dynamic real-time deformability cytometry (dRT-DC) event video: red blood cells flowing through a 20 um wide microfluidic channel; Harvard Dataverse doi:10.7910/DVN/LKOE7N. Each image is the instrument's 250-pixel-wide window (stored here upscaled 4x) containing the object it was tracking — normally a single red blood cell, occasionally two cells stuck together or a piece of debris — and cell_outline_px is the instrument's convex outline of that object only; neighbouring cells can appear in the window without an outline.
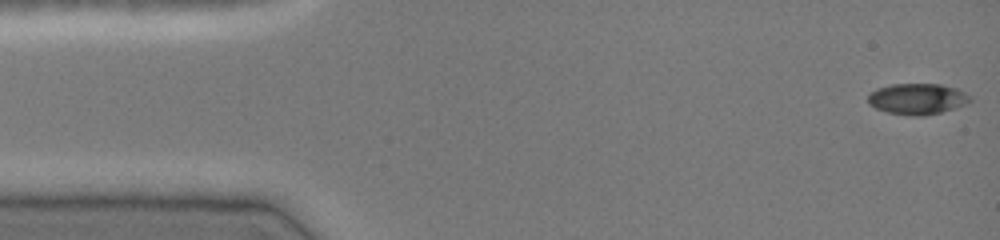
{"species": "common noctule bat (a hibernating species)", "species_latin": "Nyctalus noctula", "temperature_condition": "cold", "stored_images_in_passage": 47, "camera_frame_rate_fps": 3000, "um_per_image_px": 0.085, "animal": {"sex": "female", "body_mass_g": 19.0, "forearm_length_mm": 51.5}, "frame": {"image": 1, "passage_image": 1, "time_ms": 0.0, "image_size_px": [1000, 240], "cell_outline_px": [[972, 100], [956, 108], [924, 116], [912, 116], [888, 112], [876, 108], [868, 104], [868, 96], [876, 88], [892, 84], [940, 84], [956, 88], [972, 96]], "centroid_in_image_um": [77.98, 8.4], "position_along_channel_um": 7.0, "area_um2": 18.44}}
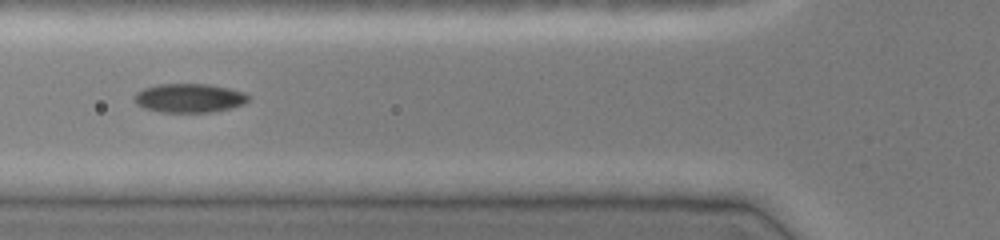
{"frame": {"image": 2, "passage_image": 17, "time_ms": 5.333, "image_size_px": [1000, 240], "cell_outline_px": [[252, 96], [244, 104], [232, 108], [212, 112], [160, 112], [144, 108], [136, 104], [132, 96], [136, 92], [144, 88], [156, 84], [208, 84], [228, 88], [244, 92]], "centroid_in_image_um": [16.08, 8.33], "position_along_channel_um": 109.7, "area_um2": 19.48}}
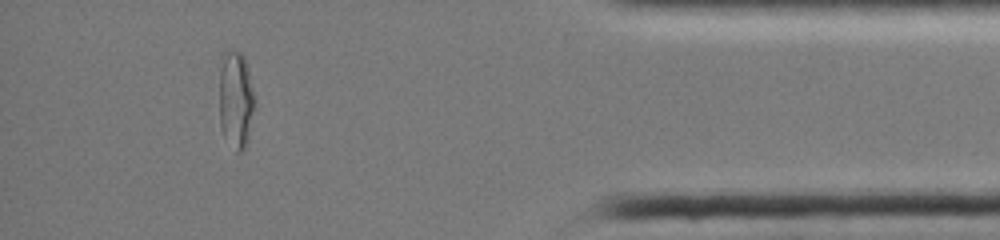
{"frame": {"image": 3, "passage_image": 42, "time_ms": 13.667, "image_size_px": [1000, 240], "cell_outline_px": [[256, 100], [248, 140], [244, 148], [240, 152], [236, 152], [224, 136], [220, 128], [220, 72], [224, 52], [240, 52], [244, 56], [248, 68], [256, 96]], "centroid_in_image_um": [20.08, 8.5], "position_along_channel_um": 415.1, "area_um2": 20.23}, "authors_computed_cell_mechanics": {"area_um2": 18.3226, "velocity_mm_per_s": 4.0703, "shape_relaxation_time_tau1_ms": null, "shape_relaxation_time_tau2_ms": 1.3261, "deformation_change_tau1": null, "deformation_change_tau2": 0.0468}}